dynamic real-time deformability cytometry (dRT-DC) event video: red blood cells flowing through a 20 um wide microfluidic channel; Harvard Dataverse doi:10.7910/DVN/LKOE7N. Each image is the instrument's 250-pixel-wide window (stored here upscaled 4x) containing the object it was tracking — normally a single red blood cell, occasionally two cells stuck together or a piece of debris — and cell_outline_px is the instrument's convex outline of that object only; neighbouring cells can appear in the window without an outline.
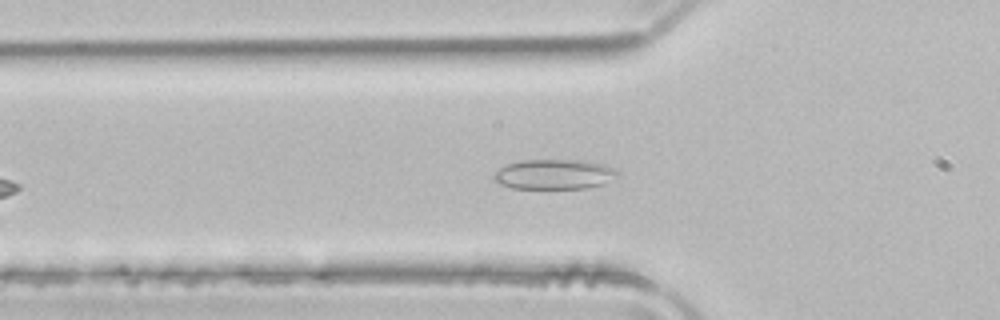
{"species": "common noctule bat (a hibernating species)", "species_latin": "Nyctalus noctula", "temperature_condition": "room temperature", "stored_images_in_passage": 38, "camera_frame_rate_fps": 3000, "um_per_image_px": 0.085, "animal": {"sex": "male", "body_mass_g": 21.5, "forearm_length_mm": 52.0}, "frame": {"image": 1, "passage_image": 7, "time_ms": 2.0, "image_size_px": [1000, 320], "cell_outline_px": [[620, 172], [604, 184], [584, 188], [512, 188], [500, 184], [492, 180], [492, 172], [508, 164], [520, 160], [588, 160], [604, 164]], "centroid_in_image_um": [47.06, 14.8], "position_along_channel_um": 78.7, "area_um2": 21.68}}
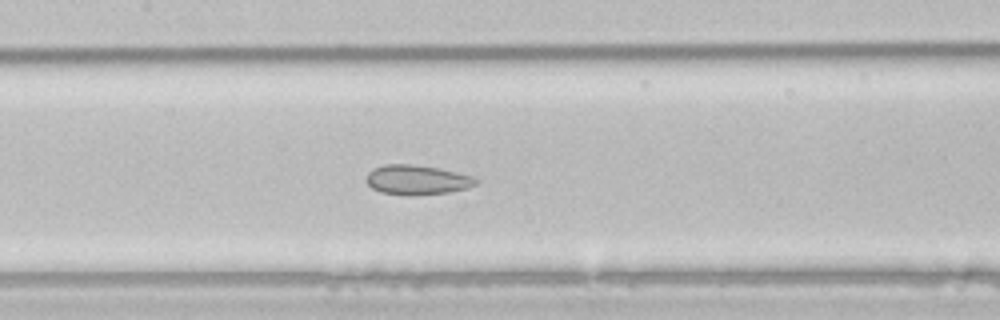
{"frame": {"image": 2, "passage_image": 14, "time_ms": 4.333, "image_size_px": [1000, 320], "cell_outline_px": [[476, 184], [468, 188], [448, 192], [412, 196], [404, 196], [380, 192], [372, 188], [364, 180], [368, 172], [372, 168], [384, 164], [412, 164], [436, 168], [456, 172], [472, 176], [476, 180]], "centroid_in_image_um": [35.37, 15.3], "position_along_channel_um": 172.0, "area_um2": 19.07}}
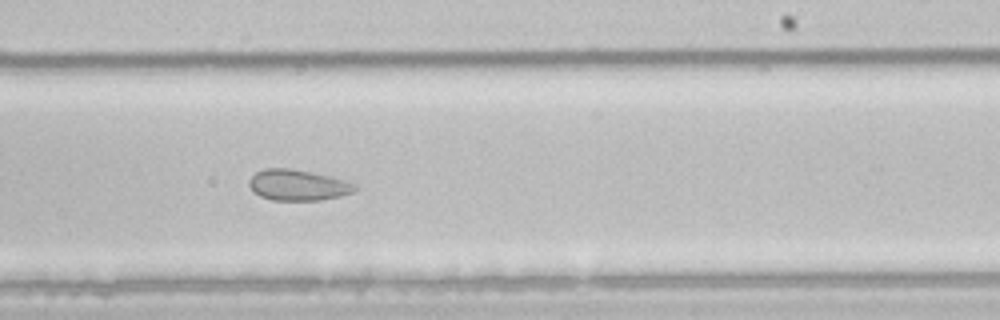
{"frame": {"image": 3, "passage_image": 21, "time_ms": 6.667, "image_size_px": [1000, 320], "cell_outline_px": [[356, 188], [352, 192], [340, 196], [320, 200], [272, 200], [260, 196], [252, 192], [248, 184], [248, 180], [256, 172], [264, 168], [288, 168], [312, 172], [344, 180], [356, 184]], "centroid_in_image_um": [25.27, 15.73], "position_along_channel_um": 263.7, "area_um2": 19.02}, "authors_computed_cell_mechanics": {"area_um2": 19.5942, "velocity_mm_per_s": 3.9816, "shape_relaxation_time_tau1_ms": null, "shape_relaxation_time_tau2_ms": 0.7616, "deformation_change_tau1": null, "deformation_change_tau2": 0.0599}}